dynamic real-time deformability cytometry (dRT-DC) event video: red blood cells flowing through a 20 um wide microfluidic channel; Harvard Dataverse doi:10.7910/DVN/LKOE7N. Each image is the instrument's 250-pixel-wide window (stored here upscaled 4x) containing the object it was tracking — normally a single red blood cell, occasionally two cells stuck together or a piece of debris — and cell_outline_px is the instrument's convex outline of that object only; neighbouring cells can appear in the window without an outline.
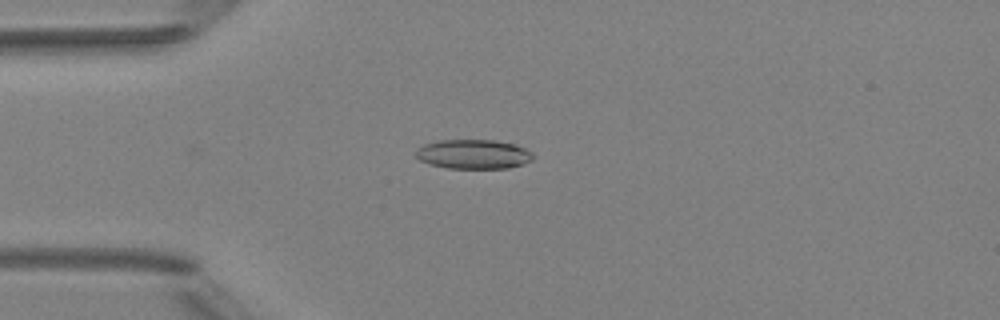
{"species": "Egyptian fruit bat (a non-hibernating species)", "species_latin": "Rousettus aegyptiacus", "temperature_condition": "room temperature", "stored_images_in_passage": 4, "camera_frame_rate_fps": 3000, "um_per_image_px": 0.085, "animal": {"sex": "female"}, "frame": {"image": 1, "passage_image": 3, "time_ms": 2.333, "image_size_px": [1000, 320], "cell_outline_px": [[536, 156], [532, 160], [524, 164], [508, 168], [448, 168], [428, 164], [420, 160], [416, 156], [416, 148], [424, 144], [436, 140], [496, 140], [516, 144], [532, 152]], "centroid_in_image_um": [40.26, 13.1], "position_along_channel_um": 44.7, "area_um2": 20.35}}